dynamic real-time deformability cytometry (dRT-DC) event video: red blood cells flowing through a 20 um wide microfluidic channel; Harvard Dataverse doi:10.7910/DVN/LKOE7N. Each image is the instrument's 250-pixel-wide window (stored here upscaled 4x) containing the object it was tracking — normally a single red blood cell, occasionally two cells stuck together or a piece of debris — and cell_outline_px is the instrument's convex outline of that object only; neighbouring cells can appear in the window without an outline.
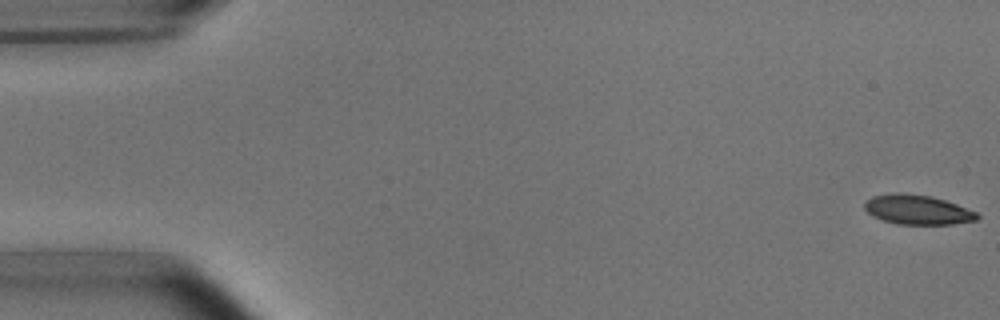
{"species": "common noctule bat (a hibernating species)", "species_latin": "Nyctalus noctula", "temperature_condition": "room temperature", "stored_images_in_passage": 4, "camera_frame_rate_fps": 3000, "um_per_image_px": 0.085, "animal": {"sex": "male", "body_mass_g": 15.6}, "frame": {"image": 1, "passage_image": 1, "time_ms": 0.0, "image_size_px": [1000, 320], "cell_outline_px": [[980, 216], [976, 220], [952, 224], [896, 224], [872, 216], [864, 208], [864, 204], [872, 196], [896, 192], [932, 196], [956, 204], [976, 212]], "centroid_in_image_um": [77.97, 17.82], "position_along_channel_um": 7.0, "area_um2": 19.25}}
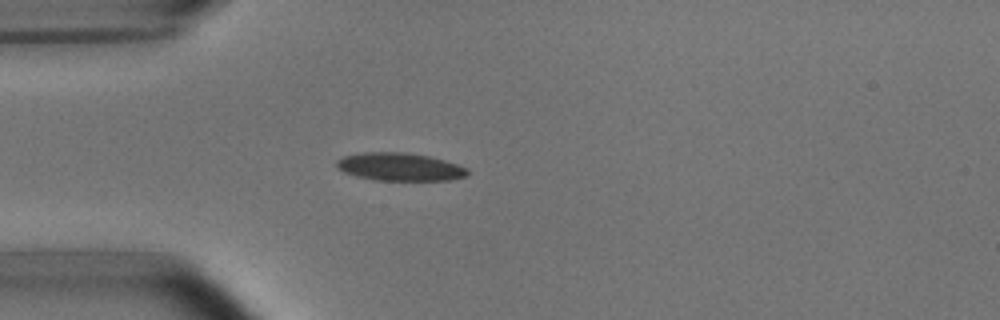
{"frame": {"image": 2, "passage_image": 4, "time_ms": 4.667, "image_size_px": [1000, 320], "cell_outline_px": [[468, 176], [452, 180], [376, 180], [356, 176], [344, 172], [336, 168], [336, 160], [344, 156], [364, 152], [404, 152], [428, 156], [444, 160], [468, 168]], "centroid_in_image_um": [33.98, 14.18], "position_along_channel_um": 51.0, "area_um2": 21.33}}